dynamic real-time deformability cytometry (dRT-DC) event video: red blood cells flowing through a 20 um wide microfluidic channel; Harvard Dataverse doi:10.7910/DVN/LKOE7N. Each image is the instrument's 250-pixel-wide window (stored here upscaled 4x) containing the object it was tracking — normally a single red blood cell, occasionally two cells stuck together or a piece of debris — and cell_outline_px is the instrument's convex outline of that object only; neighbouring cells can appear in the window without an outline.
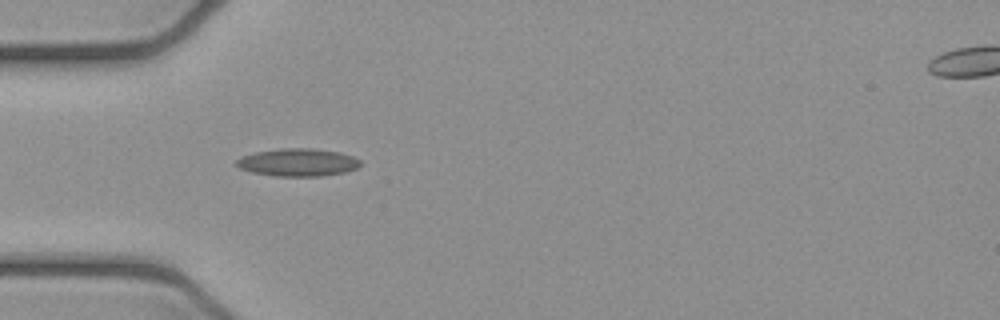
{"species": "common noctule bat (a hibernating species)", "species_latin": "Nyctalus noctula", "temperature_condition": "cold", "stored_images_in_passage": 5, "camera_frame_rate_fps": 3000, "um_per_image_px": 0.085, "animal": {"sex": "female", "body_mass_g": 21.9}, "frame": {"image": 1, "passage_image": 3, "time_ms": 0.667, "image_size_px": [1000, 320], "cell_outline_px": [[360, 164], [356, 168], [344, 172], [320, 176], [276, 176], [252, 172], [240, 168], [236, 164], [236, 160], [240, 156], [256, 152], [280, 148], [312, 148], [340, 152], [352, 156], [360, 160]], "centroid_in_image_um": [25.3, 13.79], "position_along_channel_um": 59.7, "area_um2": 19.94}}
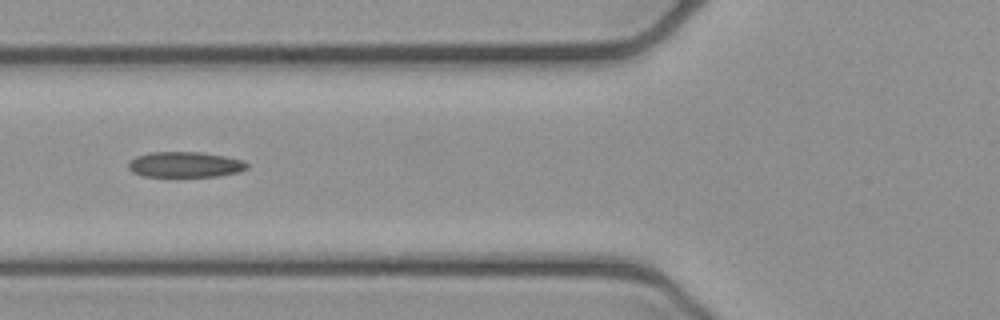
{"frame": {"image": 2, "passage_image": 4, "time_ms": 1.0, "image_size_px": [1000, 320], "cell_outline_px": [[248, 168], [240, 172], [216, 176], [144, 176], [132, 172], [128, 168], [128, 160], [136, 156], [148, 152], [200, 152], [224, 156], [244, 160], [248, 164]], "centroid_in_image_um": [15.72, 13.98], "position_along_channel_um": 110.1, "area_um2": 17.74}}
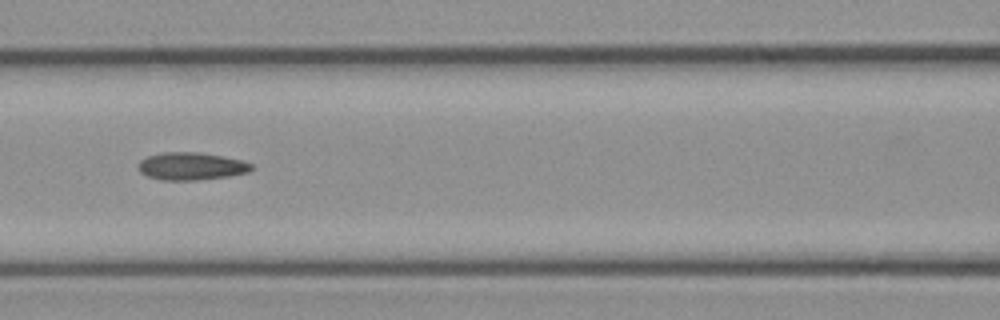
{"frame": {"image": 3, "passage_image": 5, "time_ms": 1.333, "image_size_px": [1000, 320], "cell_outline_px": [[256, 168], [248, 172], [228, 176], [196, 180], [160, 180], [148, 176], [140, 172], [140, 160], [148, 156], [160, 152], [200, 152], [224, 156], [244, 160], [252, 164]], "centroid_in_image_um": [16.31, 14.12], "position_along_channel_um": 150.3, "area_um2": 18.32}}